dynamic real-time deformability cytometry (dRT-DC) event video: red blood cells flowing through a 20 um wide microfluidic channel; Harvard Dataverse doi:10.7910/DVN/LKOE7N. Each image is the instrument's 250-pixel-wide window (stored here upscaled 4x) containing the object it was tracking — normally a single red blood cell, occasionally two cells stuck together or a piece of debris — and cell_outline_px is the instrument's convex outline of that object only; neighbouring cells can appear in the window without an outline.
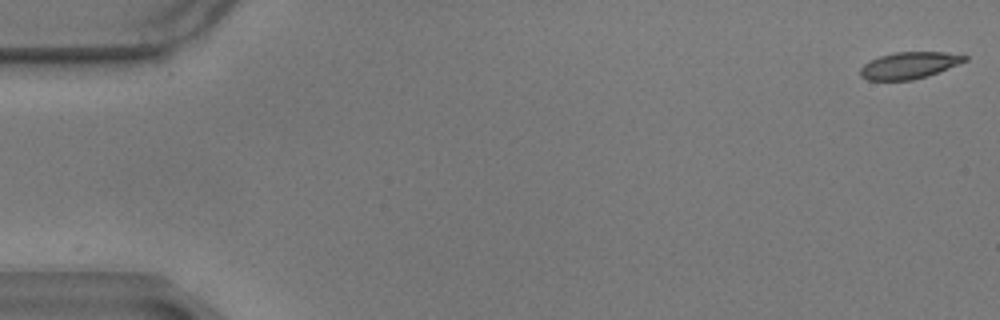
{"species": "common noctule bat (a hibernating species)", "species_latin": "Nyctalus noctula", "temperature_condition": "warm", "stored_images_in_passage": 58, "camera_frame_rate_fps": 3000, "um_per_image_px": 0.085, "animal": {"sex": "male", "body_mass_g": 17.9}, "frame": {"image": 1, "passage_image": 1, "time_ms": 0.0, "image_size_px": [1000, 320], "cell_outline_px": [[968, 60], [936, 72], [912, 80], [868, 80], [860, 76], [860, 68], [864, 64], [880, 56], [892, 52], [944, 52], [968, 56]], "centroid_in_image_um": [77.24, 5.54], "position_along_channel_um": 7.8, "area_um2": 15.95}}
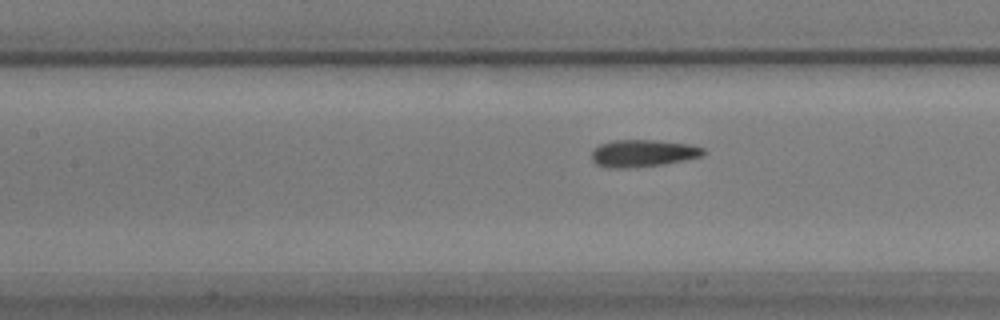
{"frame": {"image": 2, "passage_image": 26, "time_ms": 8.333, "image_size_px": [1000, 320], "cell_outline_px": [[708, 152], [704, 156], [664, 164], [636, 168], [608, 168], [596, 164], [592, 160], [592, 148], [600, 144], [612, 140], [656, 140], [692, 144], [704, 148]], "centroid_in_image_um": [54.68, 13.03], "position_along_channel_um": 152.7, "area_um2": 18.15}}
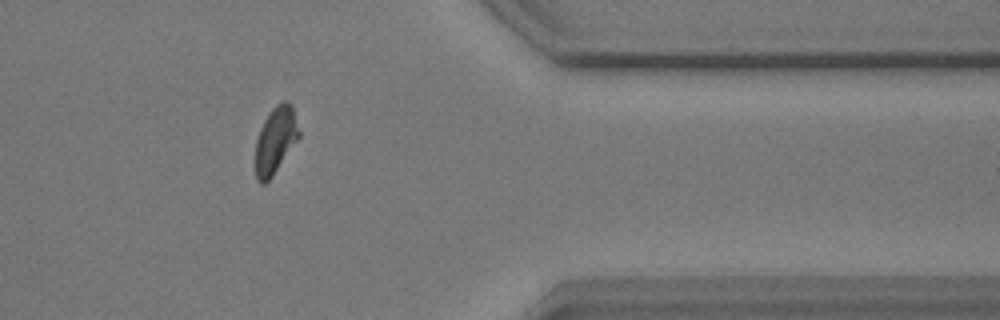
{"frame": {"image": 3, "passage_image": 48, "time_ms": 15.667, "image_size_px": [1000, 320], "cell_outline_px": [[300, 136], [272, 176], [264, 184], [260, 184], [256, 180], [256, 140], [260, 128], [264, 120], [272, 108], [276, 104], [284, 100], [288, 100], [292, 104], [300, 132]], "centroid_in_image_um": [23.42, 11.88], "position_along_channel_um": 388.0, "area_um2": 16.88}, "authors_computed_cell_mechanics": {"area_um2": 17.2822, "velocity_mm_per_s": 3.4509, "shape_relaxation_time_tau1_ms": 4.3032, "shape_relaxation_time_tau2_ms": 1.1671, "deformation_change_tau1": 0.1387, "deformation_change_tau2": 0.0665}}